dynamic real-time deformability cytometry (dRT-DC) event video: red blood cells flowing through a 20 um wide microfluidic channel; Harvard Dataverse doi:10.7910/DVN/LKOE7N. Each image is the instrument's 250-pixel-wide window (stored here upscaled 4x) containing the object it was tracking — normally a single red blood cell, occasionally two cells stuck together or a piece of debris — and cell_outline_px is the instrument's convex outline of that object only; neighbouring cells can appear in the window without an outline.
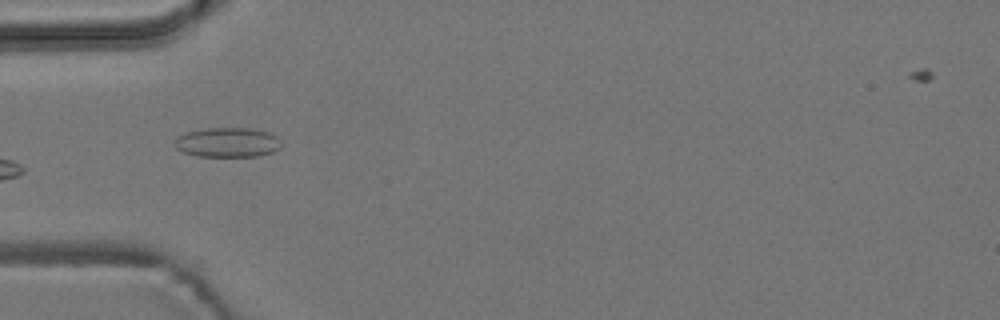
{"species": "common noctule bat (a hibernating species)", "species_latin": "Nyctalus noctula", "temperature_condition": "room temperature", "stored_images_in_passage": 5, "camera_frame_rate_fps": 3000, "um_per_image_px": 0.085, "animal": {"sex": "male", "body_mass_g": 19.2, "forearm_length_mm": 51.8}, "frame": {"image": 1, "passage_image": 2, "time_ms": 1.333, "image_size_px": [1000, 320], "cell_outline_px": [[280, 148], [272, 152], [260, 156], [196, 156], [184, 152], [176, 148], [172, 140], [176, 136], [188, 132], [208, 128], [252, 128], [272, 132], [280, 140]], "centroid_in_image_um": [19.34, 12.09], "position_along_channel_um": 65.7, "area_um2": 18.61}}
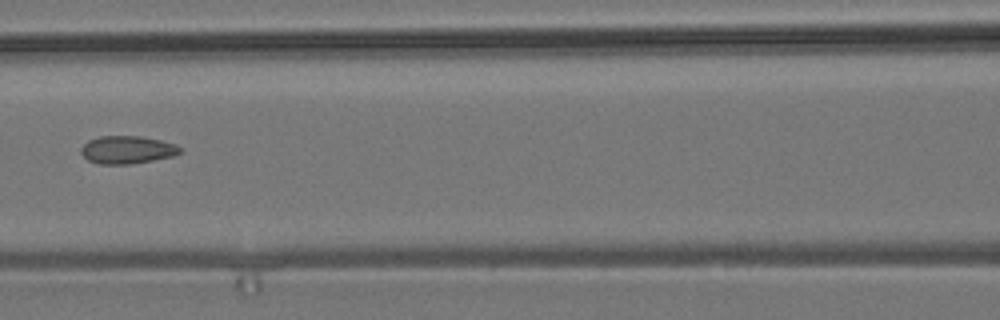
{"frame": {"image": 2, "passage_image": 4, "time_ms": 3.667, "image_size_px": [1000, 320], "cell_outline_px": [[180, 152], [172, 156], [152, 160], [128, 164], [100, 164], [88, 160], [80, 152], [80, 148], [88, 140], [100, 136], [140, 136], [160, 140], [172, 144], [180, 148]], "centroid_in_image_um": [10.75, 12.73], "position_along_channel_um": 155.9, "area_um2": 15.78}}
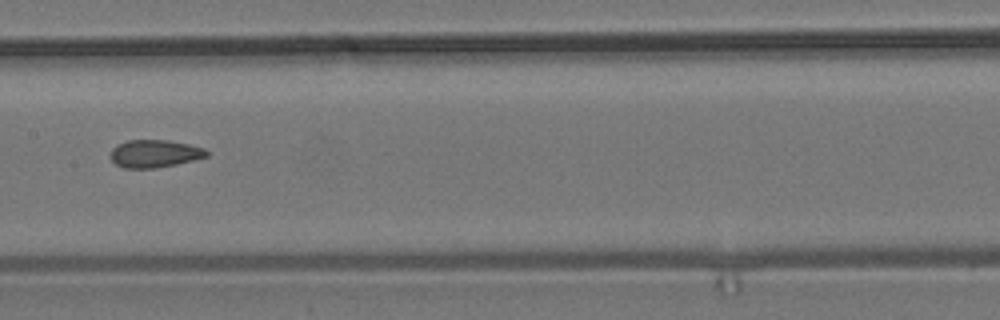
{"frame": {"image": 3, "passage_image": 5, "time_ms": 4.667, "image_size_px": [1000, 320], "cell_outline_px": [[208, 156], [176, 164], [152, 168], [124, 168], [116, 164], [112, 160], [112, 148], [128, 140], [168, 140], [188, 144], [204, 148], [208, 152]], "centroid_in_image_um": [13.16, 13.05], "position_along_channel_um": 194.2, "area_um2": 15.2}}